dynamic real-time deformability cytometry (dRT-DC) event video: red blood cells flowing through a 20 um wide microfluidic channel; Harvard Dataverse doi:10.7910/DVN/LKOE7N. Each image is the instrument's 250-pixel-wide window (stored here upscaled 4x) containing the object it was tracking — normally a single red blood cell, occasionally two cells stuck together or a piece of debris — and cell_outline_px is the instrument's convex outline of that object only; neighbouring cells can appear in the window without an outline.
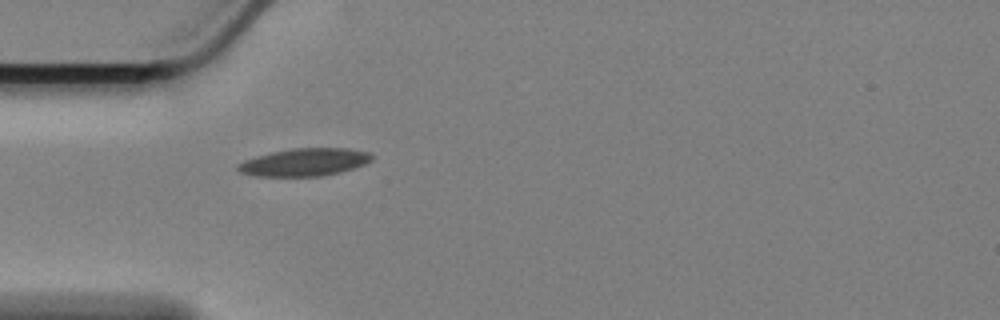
{"species": "Egyptian fruit bat (a non-hibernating species)", "species_latin": "Rousettus aegyptiacus", "temperature_condition": "cold", "stored_images_in_passage": 35, "camera_frame_rate_fps": 3000, "um_per_image_px": 0.085, "animal": {"sex": "female"}, "frame": {"image": 1, "passage_image": 1, "time_ms": 0.0, "image_size_px": [1000, 320], "cell_outline_px": [[372, 160], [364, 164], [340, 172], [324, 176], [256, 176], [240, 172], [236, 168], [236, 164], [244, 160], [256, 156], [272, 152], [292, 148], [348, 148], [372, 152]], "centroid_in_image_um": [25.88, 13.78], "position_along_channel_um": 59.1, "area_um2": 21.68}}
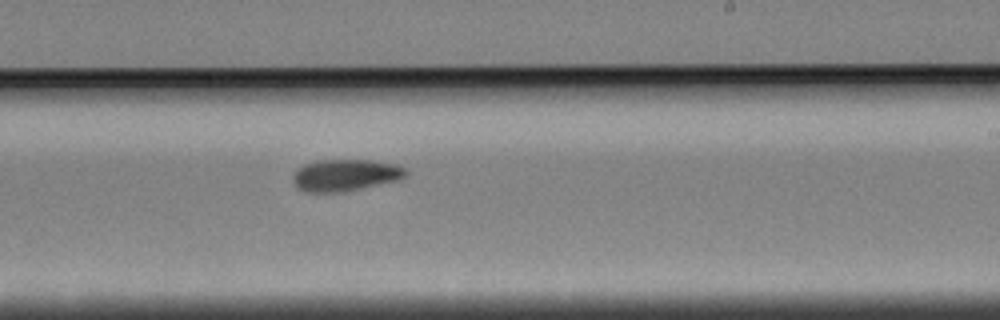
{"frame": {"image": 2, "passage_image": 19, "time_ms": 6.0, "image_size_px": [1000, 320], "cell_outline_px": [[408, 172], [400, 180], [344, 192], [308, 192], [300, 188], [292, 180], [292, 176], [304, 164], [316, 160], [368, 160], [396, 164], [404, 168]], "centroid_in_image_um": [29.38, 14.89], "position_along_channel_um": 259.6, "area_um2": 20.81}}
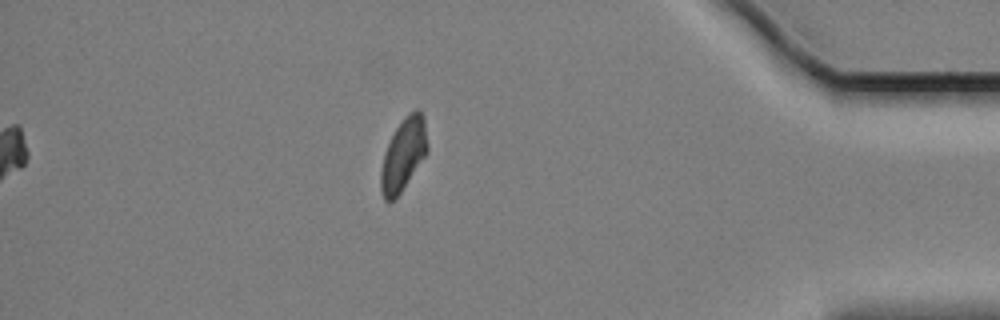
{"frame": {"image": 3, "passage_image": 35, "time_ms": 11.333, "image_size_px": [1000, 320], "cell_outline_px": [[428, 152], [400, 192], [388, 204], [384, 200], [380, 192], [380, 172], [384, 152], [396, 128], [404, 116], [408, 112], [416, 108], [420, 108], [424, 116], [428, 144]], "centroid_in_image_um": [34.29, 13.1], "position_along_channel_um": 400.9, "area_um2": 19.83}, "authors_computed_cell_mechanics": {"area_um2": 20.7502, "velocity_mm_per_s": 3.3901, "shape_relaxation_time_tau1_ms": 6.1234, "shape_relaxation_time_tau2_ms": null, "deformation_change_tau1": 0.1239, "deformation_change_tau2": null}}